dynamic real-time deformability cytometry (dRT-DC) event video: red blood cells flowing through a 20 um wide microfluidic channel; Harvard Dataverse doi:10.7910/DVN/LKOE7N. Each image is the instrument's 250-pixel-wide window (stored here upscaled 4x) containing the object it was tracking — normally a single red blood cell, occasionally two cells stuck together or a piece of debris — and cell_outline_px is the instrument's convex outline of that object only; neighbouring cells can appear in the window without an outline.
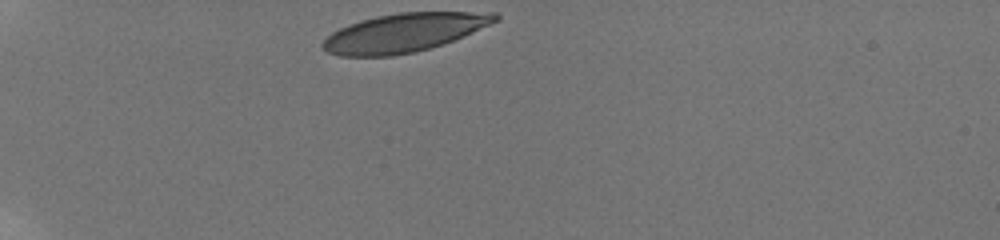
{"species": "human", "species_latin": "Homo sapiens", "temperature_condition": "room temperature", "stored_images_in_passage": 38, "camera_frame_rate_fps": 3000, "um_per_image_px": 0.085, "donor": {"sex": "male"}, "frame": {"image": 1, "passage_image": 1, "time_ms": 0.0, "image_size_px": [1000, 240], "cell_outline_px": [[500, 20], [464, 36], [444, 44], [412, 52], [392, 56], [340, 56], [328, 52], [320, 48], [320, 44], [332, 32], [348, 24], [360, 20], [376, 16], [400, 12], [496, 12], [500, 16]], "centroid_in_image_um": [34.35, 2.77], "position_along_channel_um": 50.7, "area_um2": 38.9}}
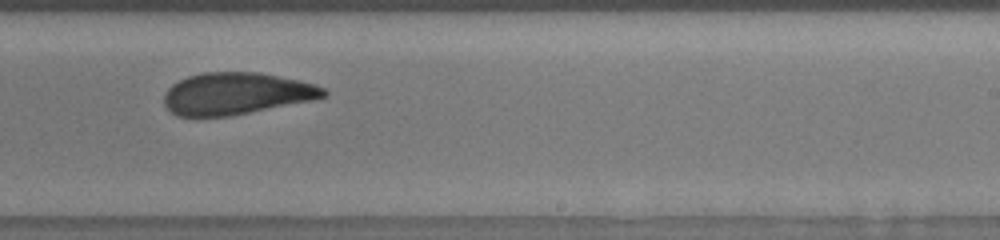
{"frame": {"image": 2, "passage_image": 25, "time_ms": 7.0, "image_size_px": [1000, 240], "cell_outline_px": [[328, 92], [324, 96], [312, 100], [228, 116], [176, 116], [164, 104], [164, 92], [172, 84], [188, 76], [204, 72], [256, 72], [316, 84], [324, 88]], "centroid_in_image_um": [20.04, 7.95], "position_along_channel_um": 269.0, "area_um2": 38.55}}
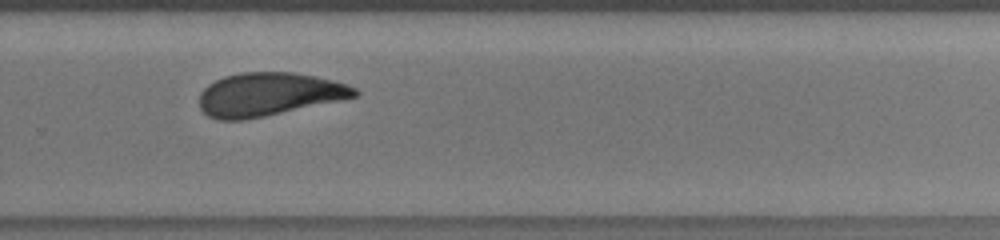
{"frame": {"image": 3, "passage_image": 29, "time_ms": 8.0, "image_size_px": [1000, 240], "cell_outline_px": [[360, 92], [356, 96], [340, 100], [264, 116], [244, 120], [216, 120], [208, 116], [200, 108], [200, 92], [208, 84], [224, 76], [240, 72], [292, 72], [316, 76], [348, 84], [356, 88]], "centroid_in_image_um": [22.82, 8.01], "position_along_channel_um": 307.0, "area_um2": 39.13}, "authors_computed_cell_mechanics": {"area_um2": 40.2866, "velocity_mm_per_s": 3.8043, "shape_relaxation_time_tau1_ms": 5.1441, "shape_relaxation_time_tau2_ms": 2.1009, "deformation_change_tau1": 0.1546, "deformation_change_tau2": 0.0761}}